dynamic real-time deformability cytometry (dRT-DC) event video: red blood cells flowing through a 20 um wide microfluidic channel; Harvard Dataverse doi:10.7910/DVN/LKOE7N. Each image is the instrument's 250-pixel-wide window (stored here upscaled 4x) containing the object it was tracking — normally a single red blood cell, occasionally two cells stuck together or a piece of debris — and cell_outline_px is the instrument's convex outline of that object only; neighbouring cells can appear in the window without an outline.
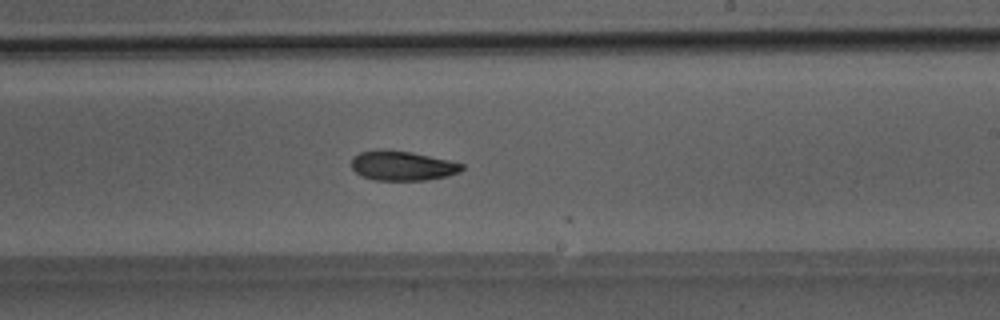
{"species": "Egyptian fruit bat (a non-hibernating species)", "species_latin": "Rousettus aegyptiacus", "temperature_condition": "room temperature", "stored_images_in_passage": 42, "camera_frame_rate_fps": 3000, "um_per_image_px": 0.085, "animal": {"sex": "male"}, "frame": {"image": 1, "passage_image": 30, "time_ms": 9.667, "image_size_px": [1000, 320], "cell_outline_px": [[464, 168], [460, 172], [448, 176], [424, 180], [376, 180], [364, 176], [356, 172], [352, 168], [352, 156], [360, 152], [412, 152], [448, 160], [464, 164]], "centroid_in_image_um": [34.26, 14.12], "position_along_channel_um": 254.7, "area_um2": 18.38}}